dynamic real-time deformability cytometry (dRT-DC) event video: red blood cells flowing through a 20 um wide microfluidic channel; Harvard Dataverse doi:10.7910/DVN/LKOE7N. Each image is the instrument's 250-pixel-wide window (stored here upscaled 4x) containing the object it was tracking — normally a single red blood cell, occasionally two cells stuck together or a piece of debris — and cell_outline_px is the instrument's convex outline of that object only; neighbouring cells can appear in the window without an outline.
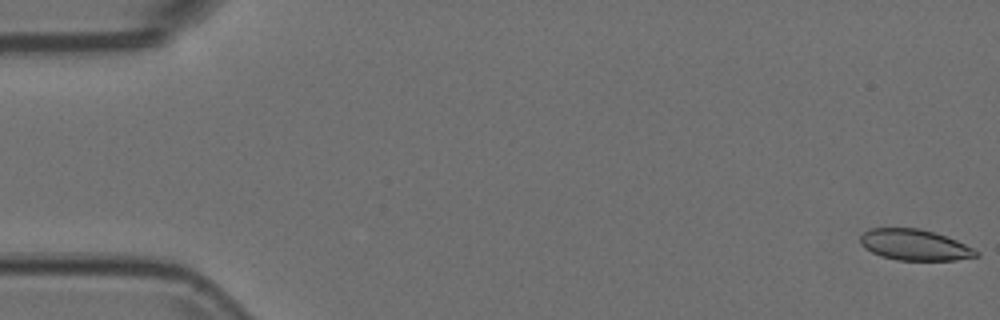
{"species": "Egyptian fruit bat (a non-hibernating species)", "species_latin": "Rousettus aegyptiacus", "temperature_condition": "room temperature", "stored_images_in_passage": 54, "camera_frame_rate_fps": 3000, "um_per_image_px": 0.085, "animal": {"sex": "female"}, "frame": {"image": 1, "passage_image": 1, "time_ms": 0.0, "image_size_px": [1000, 320], "cell_outline_px": [[980, 256], [956, 260], [896, 260], [880, 256], [864, 248], [860, 244], [860, 236], [864, 232], [872, 228], [920, 228], [956, 240], [980, 252]], "centroid_in_image_um": [77.73, 20.82], "position_along_channel_um": 7.3, "area_um2": 20.87}}
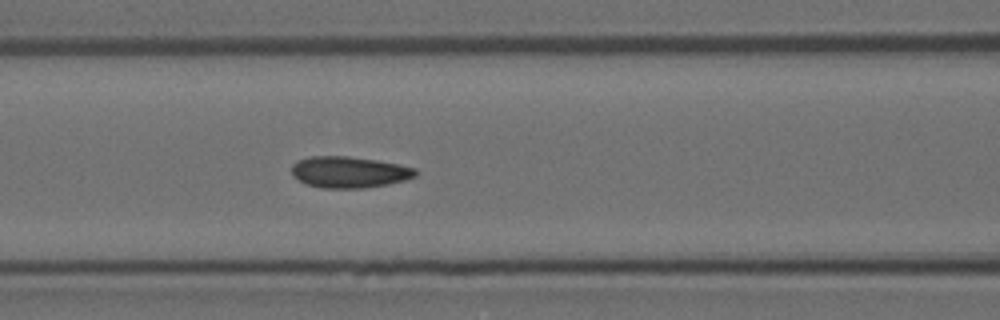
{"frame": {"image": 2, "passage_image": 23, "time_ms": 7.333, "image_size_px": [1000, 320], "cell_outline_px": [[420, 172], [416, 176], [404, 180], [388, 184], [364, 188], [320, 188], [308, 184], [292, 176], [292, 164], [296, 160], [312, 156], [348, 156], [376, 160], [400, 164], [416, 168]], "centroid_in_image_um": [29.7, 14.62], "position_along_channel_um": 136.9, "area_um2": 22.77}}
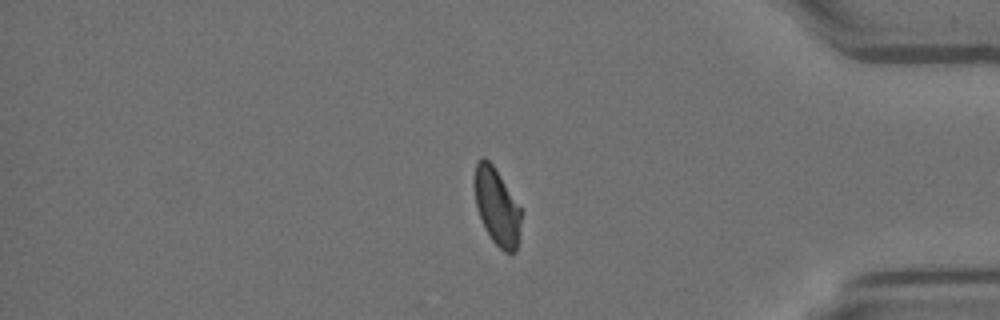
{"frame": {"image": 3, "passage_image": 46, "time_ms": 15.0, "image_size_px": [1000, 320], "cell_outline_px": [[520, 220], [516, 252], [504, 252], [492, 240], [484, 228], [476, 208], [472, 180], [476, 160], [480, 156], [484, 156], [492, 164], [520, 208]], "centroid_in_image_um": [42.15, 17.51], "position_along_channel_um": 393.0, "area_um2": 20.87}}